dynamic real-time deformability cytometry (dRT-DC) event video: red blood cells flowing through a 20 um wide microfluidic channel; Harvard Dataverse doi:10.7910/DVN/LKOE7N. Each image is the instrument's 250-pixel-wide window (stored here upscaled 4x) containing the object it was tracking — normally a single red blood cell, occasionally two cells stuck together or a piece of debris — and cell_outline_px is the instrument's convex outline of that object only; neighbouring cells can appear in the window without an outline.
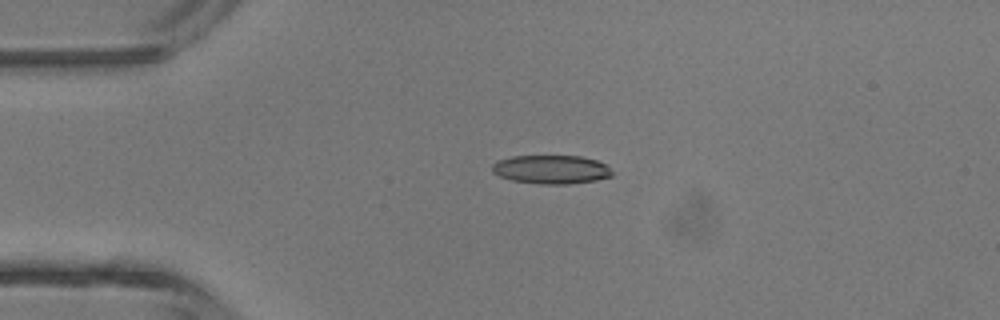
{"species": "common noctule bat (a hibernating species)", "species_latin": "Nyctalus noctula", "temperature_condition": "room temperature", "stored_images_in_passage": 3, "camera_frame_rate_fps": 3000, "um_per_image_px": 0.085, "animal": {"sex": "male", "body_mass_g": 13.3}, "frame": {"image": 1, "passage_image": 2, "time_ms": 1.333, "image_size_px": [1000, 320], "cell_outline_px": [[612, 176], [596, 180], [568, 184], [540, 184], [512, 180], [500, 176], [492, 172], [492, 164], [500, 160], [512, 156], [580, 156], [596, 160], [608, 164], [612, 172]], "centroid_in_image_um": [46.88, 14.4], "position_along_channel_um": 38.1, "area_um2": 20.06}}